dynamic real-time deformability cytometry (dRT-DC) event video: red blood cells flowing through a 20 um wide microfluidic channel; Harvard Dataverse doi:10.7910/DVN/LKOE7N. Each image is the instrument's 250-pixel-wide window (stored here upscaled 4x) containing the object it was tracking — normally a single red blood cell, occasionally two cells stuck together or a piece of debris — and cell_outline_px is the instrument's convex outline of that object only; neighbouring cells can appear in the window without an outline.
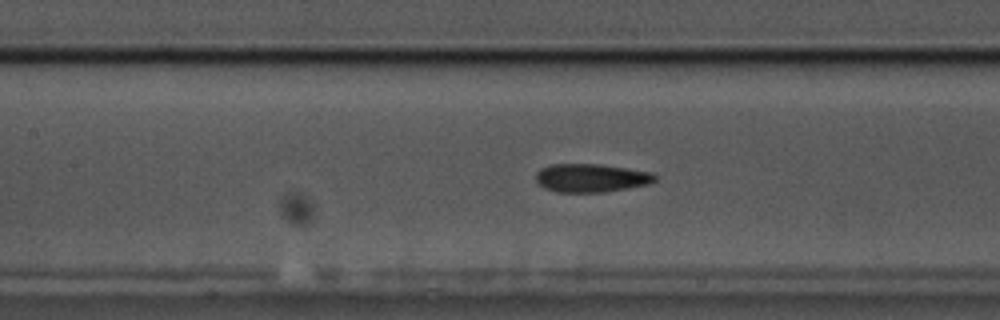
{"species": "common noctule bat (a hibernating species)", "species_latin": "Nyctalus noctula", "temperature_condition": "cold", "stored_images_in_passage": 57, "camera_frame_rate_fps": 3000, "um_per_image_px": 0.085, "animal": {"sex": "male", "body_mass_g": 17.5, "forearm_length_mm": 52.3}, "frame": {"image": 1, "passage_image": 25, "time_ms": 8.0, "image_size_px": [1000, 320], "cell_outline_px": [[656, 180], [648, 184], [628, 188], [604, 192], [556, 192], [544, 188], [536, 180], [536, 172], [540, 168], [552, 164], [600, 164], [652, 172], [656, 176]], "centroid_in_image_um": [50.23, 15.12], "position_along_channel_um": 157.2, "area_um2": 19.71}}
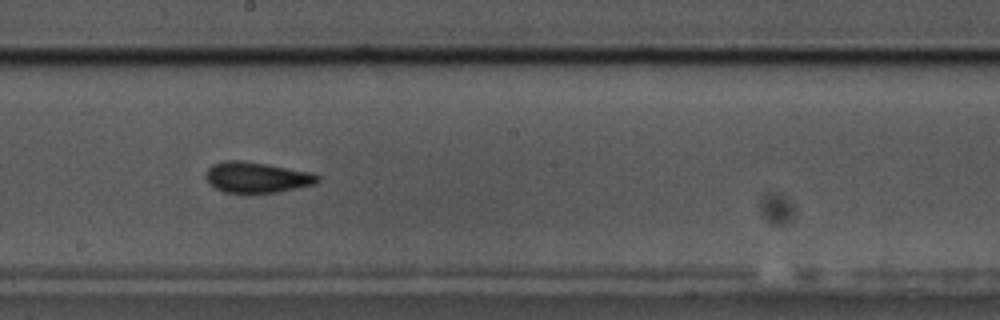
{"frame": {"image": 2, "passage_image": 31, "time_ms": 10.0, "image_size_px": [1000, 320], "cell_outline_px": [[320, 180], [316, 184], [276, 192], [224, 192], [216, 188], [204, 176], [204, 172], [212, 164], [224, 160], [240, 160], [264, 164], [308, 172], [320, 176]], "centroid_in_image_um": [21.79, 15.07], "position_along_channel_um": 226.4, "area_um2": 19.65}}
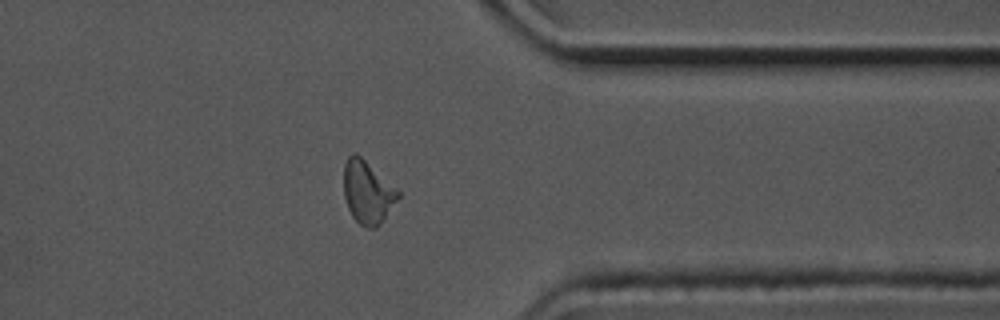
{"frame": {"image": 3, "passage_image": 45, "time_ms": 14.667, "image_size_px": [1000, 320], "cell_outline_px": [[400, 196], [384, 220], [376, 228], [368, 228], [360, 224], [352, 216], [348, 208], [344, 196], [344, 164], [348, 156], [352, 152], [356, 152], [396, 188], [400, 192]], "centroid_in_image_um": [31.23, 16.34], "position_along_channel_um": 380.2, "area_um2": 19.83}, "authors_computed_cell_mechanics": {"area_um2": 19.5364, "velocity_mm_per_s": 3.4849, "shape_relaxation_time_tau1_ms": 9.1461, "shape_relaxation_time_tau2_ms": 2.7073, "deformation_change_tau1": 0.1613, "deformation_change_tau2": 0.0877}}